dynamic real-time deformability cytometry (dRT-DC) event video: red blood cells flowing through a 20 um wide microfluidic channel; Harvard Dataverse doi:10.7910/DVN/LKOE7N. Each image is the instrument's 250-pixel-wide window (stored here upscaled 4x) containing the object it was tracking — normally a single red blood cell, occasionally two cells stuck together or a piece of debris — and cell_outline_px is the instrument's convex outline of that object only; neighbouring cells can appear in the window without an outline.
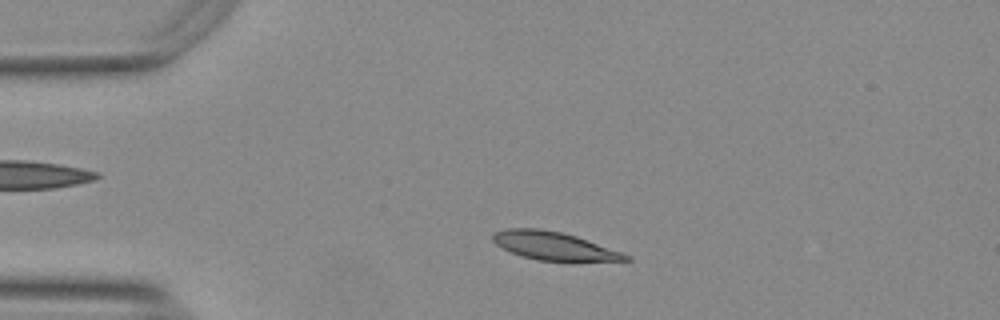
{"species": "Egyptian fruit bat (a non-hibernating species)", "species_latin": "Rousettus aegyptiacus", "temperature_condition": "warm", "stored_images_in_passage": 48, "camera_frame_rate_fps": 3000, "um_per_image_px": 0.085, "animal": {"sex": "female"}, "frame": {"image": 1, "passage_image": 6, "time_ms": 1.667, "image_size_px": [1000, 320], "cell_outline_px": [[632, 260], [572, 264], [540, 260], [524, 256], [512, 252], [496, 244], [492, 240], [492, 236], [496, 232], [504, 228], [536, 228], [560, 232], [576, 236], [632, 256]], "centroid_in_image_um": [47.19, 20.96], "position_along_channel_um": 37.8, "area_um2": 22.43}}
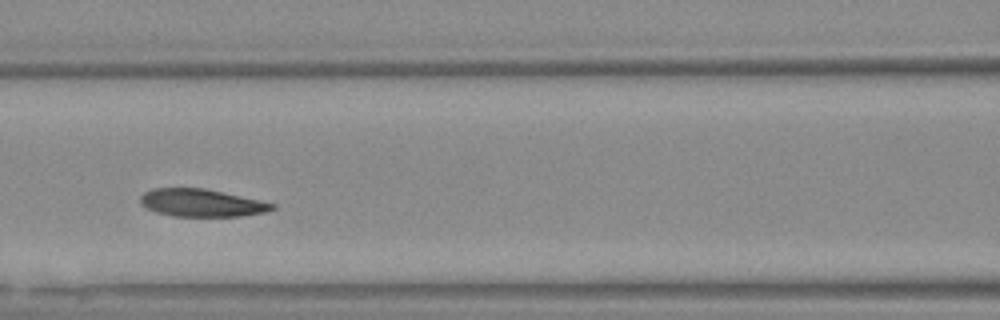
{"frame": {"image": 2, "passage_image": 18, "time_ms": 5.667, "image_size_px": [1000, 320], "cell_outline_px": [[276, 208], [264, 212], [240, 216], [172, 216], [156, 212], [140, 204], [140, 196], [144, 192], [152, 188], [204, 188], [260, 200], [276, 204]], "centroid_in_image_um": [17.11, 17.24], "position_along_channel_um": 149.5, "area_um2": 21.15}}
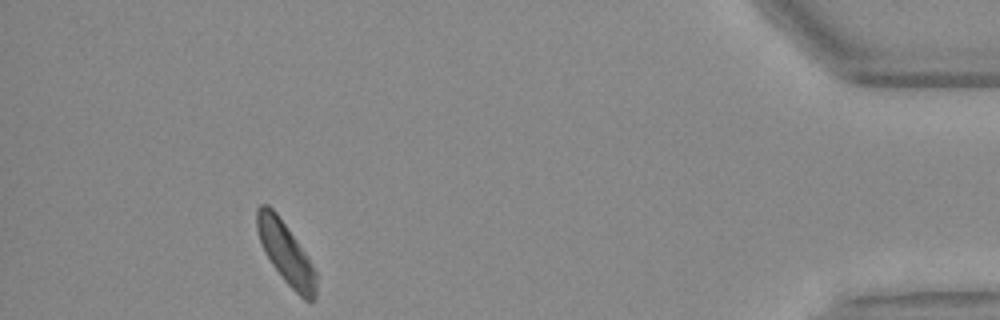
{"frame": {"image": 3, "passage_image": 44, "time_ms": 14.333, "image_size_px": [1000, 320], "cell_outline_px": [[316, 300], [312, 304], [304, 300], [284, 280], [272, 264], [264, 252], [256, 228], [256, 208], [260, 204], [268, 204], [276, 212], [304, 252], [312, 264], [316, 272]], "centroid_in_image_um": [24.29, 21.53], "position_along_channel_um": 410.9, "area_um2": 21.1}, "authors_computed_cell_mechanics": {"area_um2": 22.1952, "velocity_mm_per_s": 3.7085, "shape_relaxation_time_tau1_ms": 3.5811, "shape_relaxation_time_tau2_ms": 7.0027, "deformation_change_tau1": 0.1216, "deformation_change_tau2": 0.1512}}